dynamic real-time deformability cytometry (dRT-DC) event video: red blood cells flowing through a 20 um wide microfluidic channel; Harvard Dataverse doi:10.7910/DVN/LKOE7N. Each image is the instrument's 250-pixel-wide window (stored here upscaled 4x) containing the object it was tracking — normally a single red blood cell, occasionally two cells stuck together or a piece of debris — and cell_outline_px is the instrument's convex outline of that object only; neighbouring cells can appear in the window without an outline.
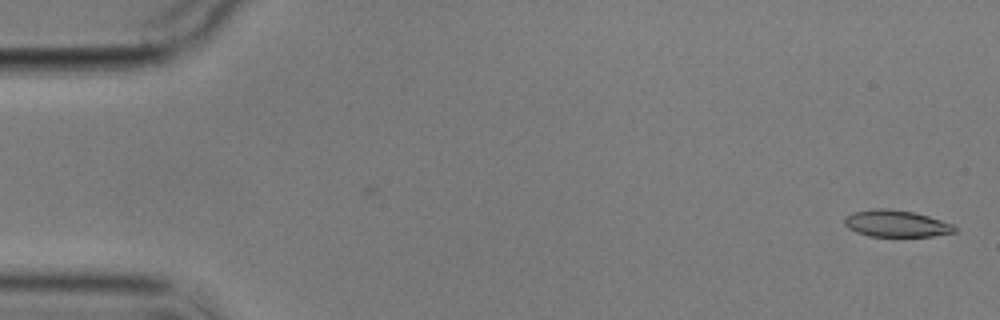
{"species": "common noctule bat (a hibernating species)", "species_latin": "Nyctalus noctula", "temperature_condition": "cold", "stored_images_in_passage": 5, "camera_frame_rate_fps": 3000, "um_per_image_px": 0.085, "animal": {"sex": "male", "body_mass_g": 17.9}, "frame": {"image": 1, "passage_image": 1, "time_ms": 0.0, "image_size_px": [1000, 320], "cell_outline_px": [[956, 232], [932, 236], [868, 236], [856, 232], [848, 228], [844, 224], [844, 216], [852, 212], [876, 208], [884, 208], [912, 212], [928, 216], [952, 224], [956, 228]], "centroid_in_image_um": [76.13, 19.0], "position_along_channel_um": 8.9, "area_um2": 17.11}}
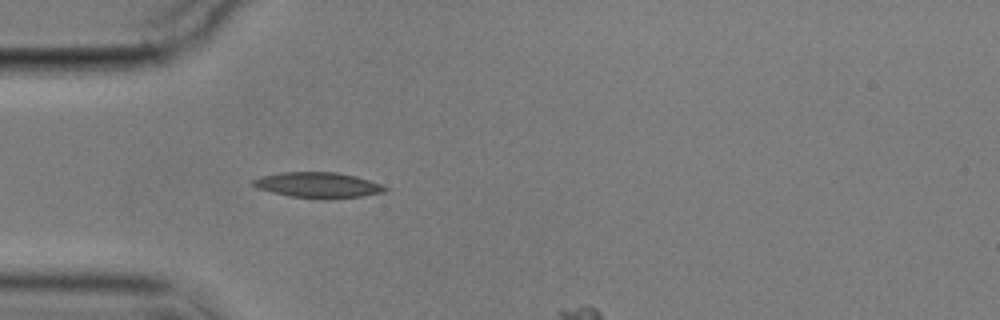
{"frame": {"image": 2, "passage_image": 5, "time_ms": 5.0, "image_size_px": [1000, 320], "cell_outline_px": [[388, 188], [384, 192], [360, 196], [328, 200], [324, 200], [288, 196], [272, 192], [260, 188], [252, 184], [252, 180], [260, 176], [280, 172], [336, 172], [356, 176], [380, 184]], "centroid_in_image_um": [27.02, 15.74], "position_along_channel_um": 58.0, "area_um2": 19.71}}